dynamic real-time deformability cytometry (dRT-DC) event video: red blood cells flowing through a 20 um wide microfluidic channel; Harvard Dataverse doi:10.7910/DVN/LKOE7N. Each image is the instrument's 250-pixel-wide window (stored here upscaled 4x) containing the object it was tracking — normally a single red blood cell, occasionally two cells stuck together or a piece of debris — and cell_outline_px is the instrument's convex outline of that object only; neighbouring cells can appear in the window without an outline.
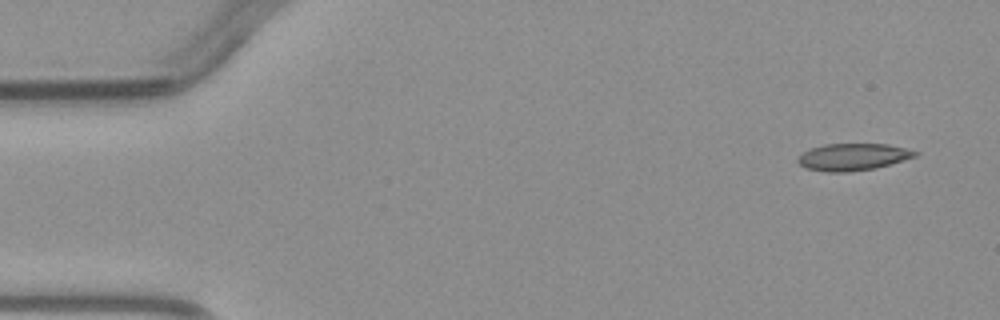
{"species": "common noctule bat (a hibernating species)", "species_latin": "Nyctalus noctula", "temperature_condition": "warm", "stored_images_in_passage": 4, "camera_frame_rate_fps": 3000, "um_per_image_px": 0.085, "animal": {"sex": "male", "body_mass_g": 23.1, "forearm_length_mm": 52.7}, "frame": {"image": 1, "passage_image": 1, "time_ms": 0.0, "image_size_px": [1000, 320], "cell_outline_px": [[920, 152], [916, 156], [876, 168], [848, 172], [828, 172], [804, 168], [796, 160], [804, 152], [812, 148], [824, 144], [888, 144]], "centroid_in_image_um": [72.49, 13.34], "position_along_channel_um": 12.5, "area_um2": 18.32}}
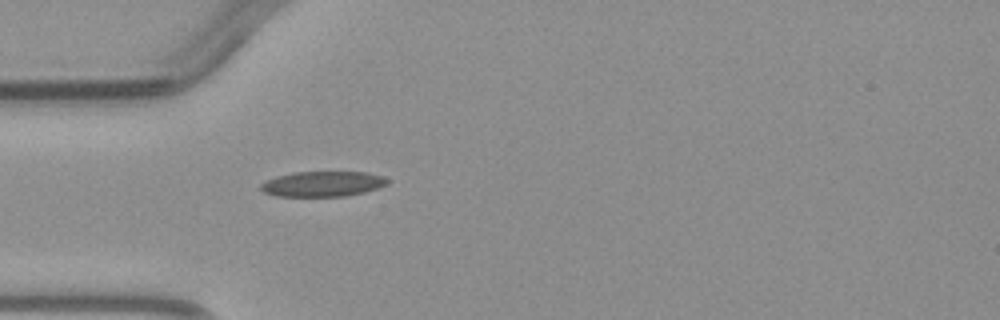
{"frame": {"image": 2, "passage_image": 4, "time_ms": 3.667, "image_size_px": [1000, 320], "cell_outline_px": [[392, 180], [376, 188], [364, 192], [344, 196], [276, 196], [264, 192], [260, 188], [260, 184], [276, 176], [292, 172], [364, 172], [384, 176]], "centroid_in_image_um": [27.42, 15.62], "position_along_channel_um": 57.6, "area_um2": 18.55}}